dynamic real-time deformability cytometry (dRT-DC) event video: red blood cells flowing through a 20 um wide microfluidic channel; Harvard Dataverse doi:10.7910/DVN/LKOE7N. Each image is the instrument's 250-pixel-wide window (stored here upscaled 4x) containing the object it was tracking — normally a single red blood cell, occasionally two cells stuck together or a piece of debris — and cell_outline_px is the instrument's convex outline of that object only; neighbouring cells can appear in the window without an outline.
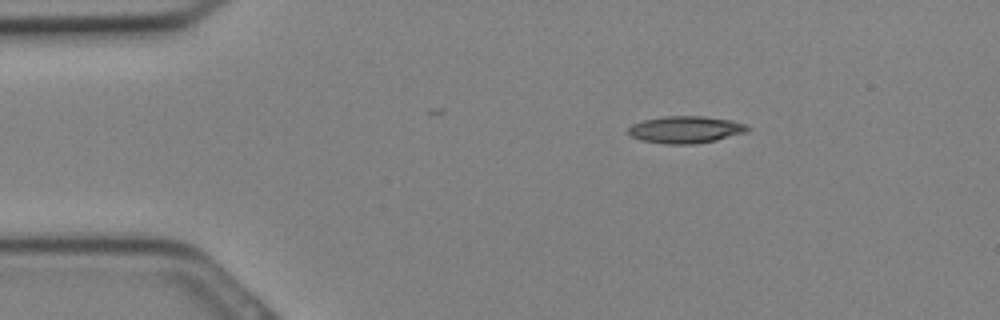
{"species": "Egyptian fruit bat (a non-hibernating species)", "species_latin": "Rousettus aegyptiacus", "temperature_condition": "cold", "stored_images_in_passage": 8, "camera_frame_rate_fps": 3000, "um_per_image_px": 0.085, "animal": {"sex": "female"}, "frame": {"image": 1, "passage_image": 2, "time_ms": 0.333, "image_size_px": [1000, 320], "cell_outline_px": [[748, 132], [716, 140], [696, 144], [664, 144], [640, 140], [632, 136], [628, 132], [628, 128], [632, 124], [644, 120], [664, 116], [704, 116], [732, 120], [744, 124], [748, 128]], "centroid_in_image_um": [58.27, 11.02], "position_along_channel_um": 26.7, "area_um2": 18.84}}
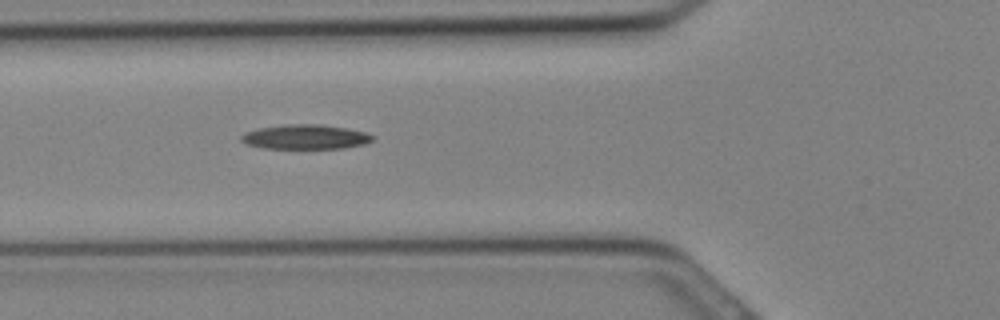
{"frame": {"image": 2, "passage_image": 8, "time_ms": 2.333, "image_size_px": [1000, 320], "cell_outline_px": [[376, 136], [372, 140], [364, 144], [344, 148], [264, 148], [248, 144], [240, 140], [240, 136], [248, 132], [260, 128], [284, 124], [320, 124], [348, 128], [364, 132]], "centroid_in_image_um": [26.0, 11.63], "position_along_channel_um": 99.8, "area_um2": 18.67}}